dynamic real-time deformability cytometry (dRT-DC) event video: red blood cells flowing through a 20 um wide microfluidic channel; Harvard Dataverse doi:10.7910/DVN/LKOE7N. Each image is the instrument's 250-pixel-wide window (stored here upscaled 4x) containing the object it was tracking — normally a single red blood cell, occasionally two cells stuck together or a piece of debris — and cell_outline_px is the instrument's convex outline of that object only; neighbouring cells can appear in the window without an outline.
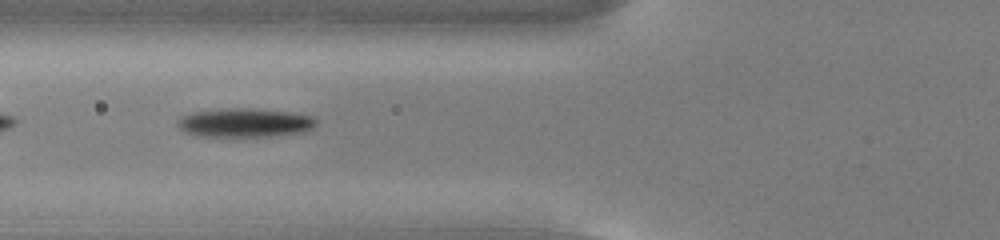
{"species": "common noctule bat (a hibernating species)", "species_latin": "Nyctalus noctula", "temperature_condition": "cold", "stored_images_in_passage": 38, "camera_frame_rate_fps": 3000, "um_per_image_px": 0.085, "animal": {"sex": "male", "body_mass_g": 13.0, "forearm_length_mm": 53.1}, "frame": {"image": 1, "passage_image": 5, "time_ms": 1.333, "image_size_px": [1000, 240], "cell_outline_px": [[316, 124], [312, 128], [304, 132], [268, 136], [196, 136], [184, 132], [176, 124], [176, 120], [180, 116], [192, 112], [232, 108], [252, 108], [288, 112], [312, 116], [316, 120]], "centroid_in_image_um": [20.75, 10.43], "position_along_channel_um": 105.0, "area_um2": 23.29}}
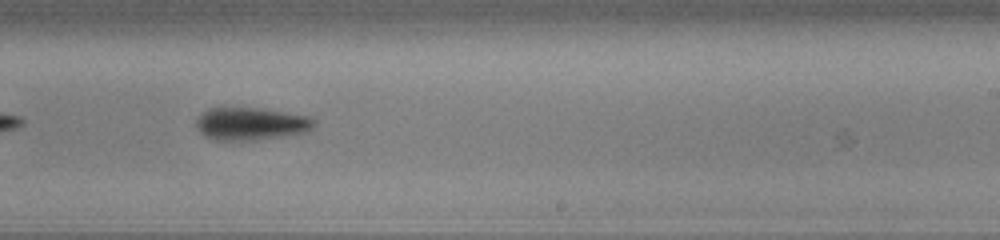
{"frame": {"image": 2, "passage_image": 18, "time_ms": 5.667, "image_size_px": [1000, 240], "cell_outline_px": [[316, 124], [308, 132], [284, 136], [256, 140], [212, 140], [204, 136], [196, 128], [196, 120], [208, 108], [264, 108], [312, 116], [316, 120]], "centroid_in_image_um": [21.38, 10.52], "position_along_channel_um": 267.6, "area_um2": 22.83}}
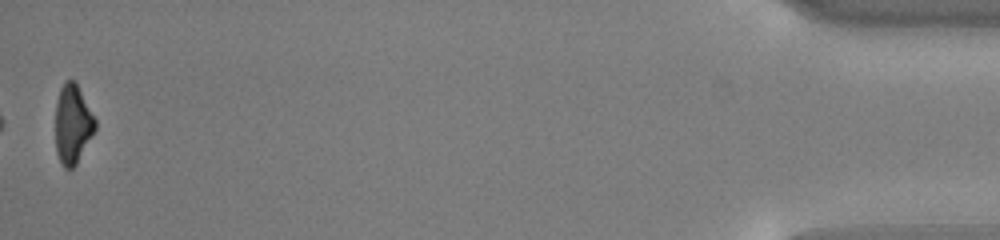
{"frame": {"image": 3, "passage_image": 38, "time_ms": 12.333, "image_size_px": [1000, 240], "cell_outline_px": [[96, 128], [76, 164], [72, 168], [64, 168], [60, 164], [56, 152], [56, 104], [60, 88], [64, 80], [72, 80], [76, 84], [96, 120]], "centroid_in_image_um": [6.16, 10.58], "position_along_channel_um": 429.0, "area_um2": 18.03}, "authors_computed_cell_mechanics": {"area_um2": 21.9351, "velocity_mm_per_s": 3.7613, "shape_relaxation_time_tau1_ms": 1.6068, "shape_relaxation_time_tau2_ms": null, "deformation_change_tau1": 0.1329, "deformation_change_tau2": null}}